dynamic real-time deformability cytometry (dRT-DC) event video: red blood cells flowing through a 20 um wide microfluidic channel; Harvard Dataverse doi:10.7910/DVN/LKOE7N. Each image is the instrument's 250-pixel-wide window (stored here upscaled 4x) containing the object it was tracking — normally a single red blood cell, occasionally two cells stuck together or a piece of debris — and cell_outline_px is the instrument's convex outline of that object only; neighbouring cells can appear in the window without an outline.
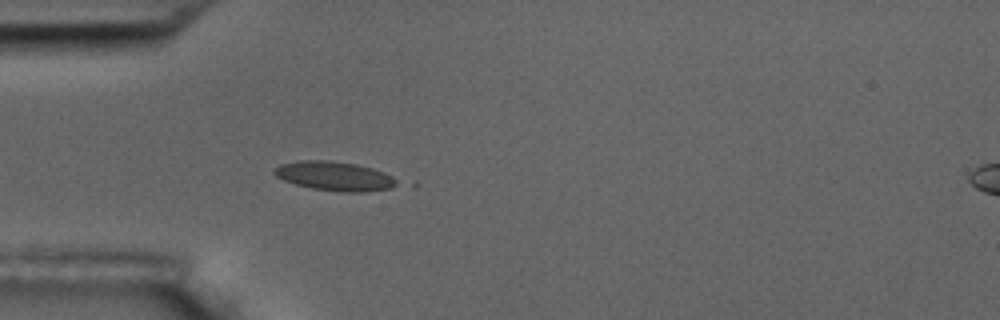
{"species": "common noctule bat (a hibernating species)", "species_latin": "Nyctalus noctula", "temperature_condition": "room temperature", "stored_images_in_passage": 2, "camera_frame_rate_fps": 3000, "um_per_image_px": 0.085, "animal": {"sex": "male", "body_mass_g": 17.5, "forearm_length_mm": 52.3}, "frame": {"image": 1, "passage_image": 2, "time_ms": 1.0, "image_size_px": [1000, 320], "cell_outline_px": [[400, 184], [392, 188], [364, 192], [344, 192], [312, 188], [296, 184], [284, 180], [276, 176], [272, 172], [272, 168], [280, 164], [300, 160], [328, 160], [356, 164], [372, 168], [384, 172], [396, 180]], "centroid_in_image_um": [28.42, 14.96], "position_along_channel_um": 56.6, "area_um2": 20.87}}